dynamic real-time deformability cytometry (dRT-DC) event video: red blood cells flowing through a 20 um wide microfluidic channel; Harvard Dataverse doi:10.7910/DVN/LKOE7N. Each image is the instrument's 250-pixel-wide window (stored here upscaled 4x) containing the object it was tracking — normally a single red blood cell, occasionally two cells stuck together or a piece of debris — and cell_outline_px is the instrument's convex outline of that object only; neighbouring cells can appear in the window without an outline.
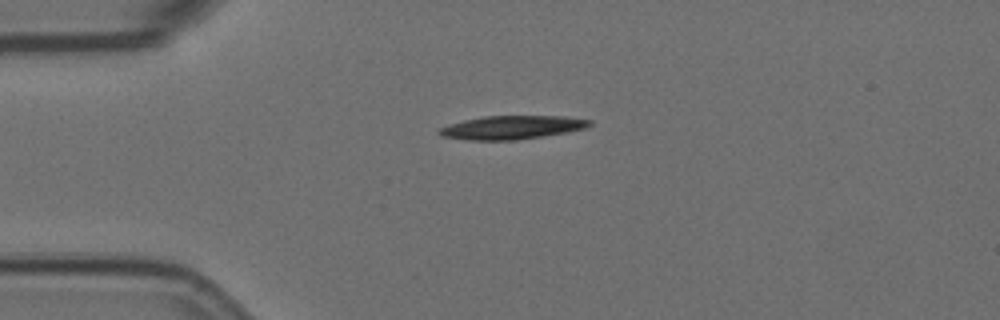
{"species": "Egyptian fruit bat (a non-hibernating species)", "species_latin": "Rousettus aegyptiacus", "temperature_condition": "room temperature", "stored_images_in_passage": 2, "camera_frame_rate_fps": 3000, "um_per_image_px": 0.085, "animal": {"sex": "female"}, "frame": {"image": 1, "passage_image": 1, "time_ms": 0.0, "image_size_px": [1000, 320], "cell_outline_px": [[592, 124], [584, 128], [568, 132], [516, 140], [468, 140], [440, 136], [436, 132], [440, 128], [448, 124], [464, 120], [484, 116], [568, 116], [592, 120]], "centroid_in_image_um": [43.49, 10.83], "position_along_channel_um": 41.5, "area_um2": 20.69}}